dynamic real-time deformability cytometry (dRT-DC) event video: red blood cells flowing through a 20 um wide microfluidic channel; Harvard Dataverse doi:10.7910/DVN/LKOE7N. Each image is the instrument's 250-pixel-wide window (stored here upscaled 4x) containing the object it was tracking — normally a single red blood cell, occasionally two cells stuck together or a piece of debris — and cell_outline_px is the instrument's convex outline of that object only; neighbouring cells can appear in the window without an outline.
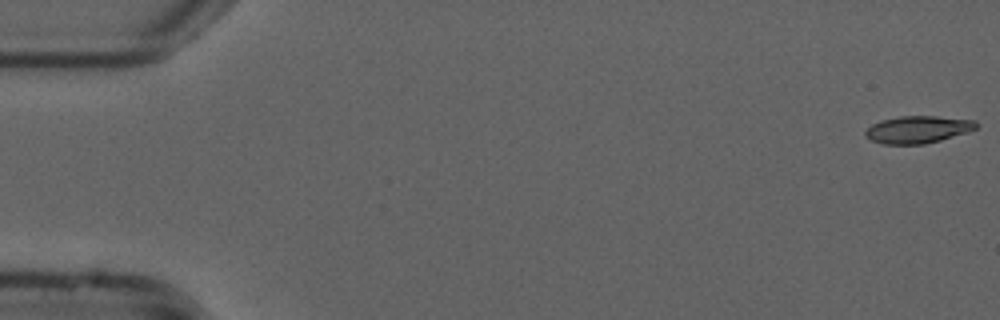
{"species": "common noctule bat (a hibernating species)", "species_latin": "Nyctalus noctula", "temperature_condition": "cold", "stored_images_in_passage": 54, "camera_frame_rate_fps": 3000, "um_per_image_px": 0.085, "animal": {"sex": "male", "forearm_length_mm": 52.5}, "frame": {"image": 1, "passage_image": 1, "time_ms": 0.0, "image_size_px": [1000, 320], "cell_outline_px": [[980, 124], [976, 128], [968, 132], [940, 140], [924, 144], [884, 144], [872, 140], [864, 136], [864, 132], [872, 124], [880, 120], [900, 116], [936, 116], [976, 120]], "centroid_in_image_um": [78.03, 11.0], "position_along_channel_um": 7.0, "area_um2": 17.69}}
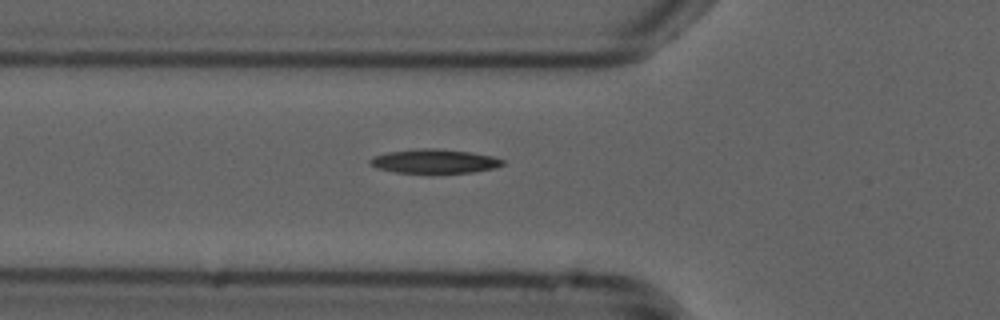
{"frame": {"image": 2, "passage_image": 19, "time_ms": 6.0, "image_size_px": [1000, 320], "cell_outline_px": [[504, 164], [496, 168], [472, 172], [396, 172], [380, 168], [368, 164], [368, 160], [372, 156], [388, 152], [420, 148], [436, 148], [472, 152], [492, 156], [504, 160]], "centroid_in_image_um": [36.93, 13.69], "position_along_channel_um": 88.9, "area_um2": 18.44}}
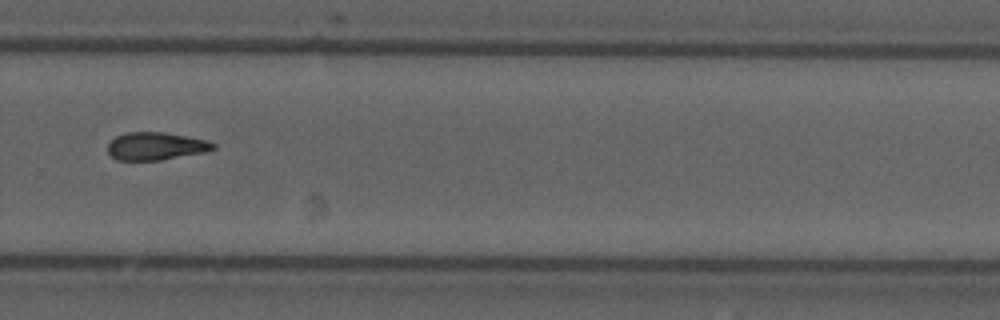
{"frame": {"image": 3, "passage_image": 37, "time_ms": 12.0, "image_size_px": [1000, 320], "cell_outline_px": [[216, 148], [204, 152], [160, 160], [116, 160], [108, 152], [108, 144], [116, 136], [128, 132], [164, 132], [208, 140], [216, 144]], "centroid_in_image_um": [13.25, 12.42], "position_along_channel_um": 316.5, "area_um2": 16.99}, "authors_computed_cell_mechanics": {"area_um2": 17.5712, "velocity_mm_per_s": 3.7935, "shape_relaxation_time_tau1_ms": 8.0671, "shape_relaxation_time_tau2_ms": null, "deformation_change_tau1": 0.1924, "deformation_change_tau2": null}}